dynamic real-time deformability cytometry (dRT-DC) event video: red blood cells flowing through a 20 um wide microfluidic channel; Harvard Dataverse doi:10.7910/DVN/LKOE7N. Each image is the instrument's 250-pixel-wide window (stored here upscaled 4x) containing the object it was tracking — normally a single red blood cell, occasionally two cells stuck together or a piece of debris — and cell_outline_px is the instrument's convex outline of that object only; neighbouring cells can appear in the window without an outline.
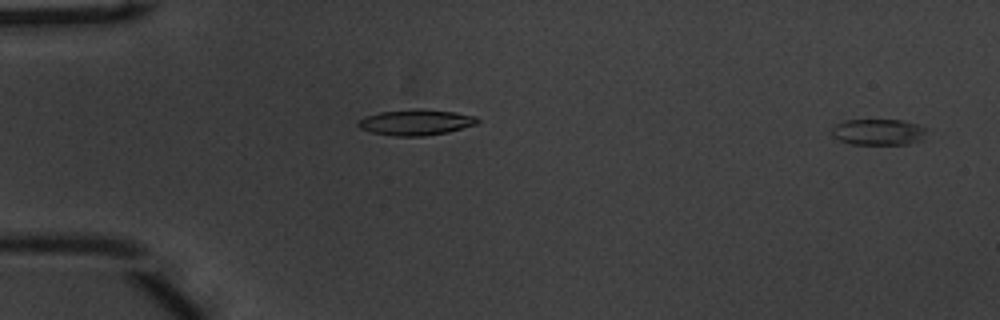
{"species": "common noctule bat (a hibernating species)", "species_latin": "Nyctalus noctula", "temperature_condition": "warm", "stored_images_in_passage": 54, "camera_frame_rate_fps": 3000, "um_per_image_px": 0.085, "animal": {"sex": "male", "body_mass_g": 20.1, "forearm_length_mm": 53.5}, "frame": {"image": 1, "passage_image": 2, "time_ms": 0.333, "image_size_px": [1000, 320], "cell_outline_px": [[928, 128], [920, 140], [908, 144], [852, 144], [840, 140], [832, 136], [828, 132], [836, 124], [844, 120], [904, 120]], "centroid_in_image_um": [74.62, 11.21], "position_along_channel_um": 10.4, "area_um2": 14.51}}
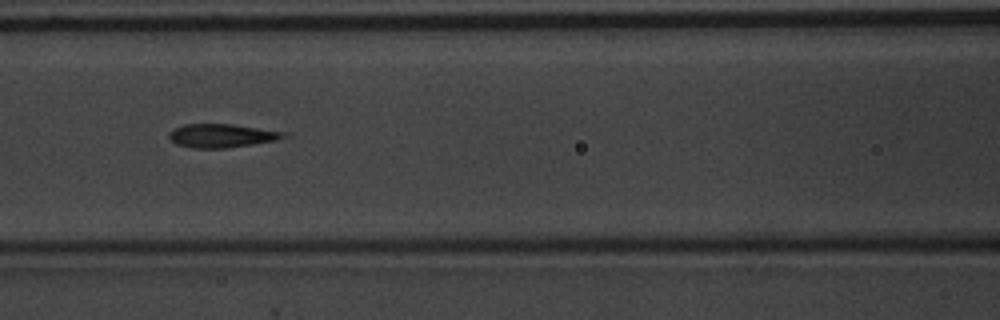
{"frame": {"image": 2, "passage_image": 24, "time_ms": 7.667, "image_size_px": [1000, 320], "cell_outline_px": [[292, 136], [276, 140], [228, 148], [192, 148], [176, 144], [168, 136], [168, 132], [184, 124], [232, 124], [292, 132]], "centroid_in_image_um": [18.95, 11.53], "position_along_channel_um": 147.6, "area_um2": 16.07}}
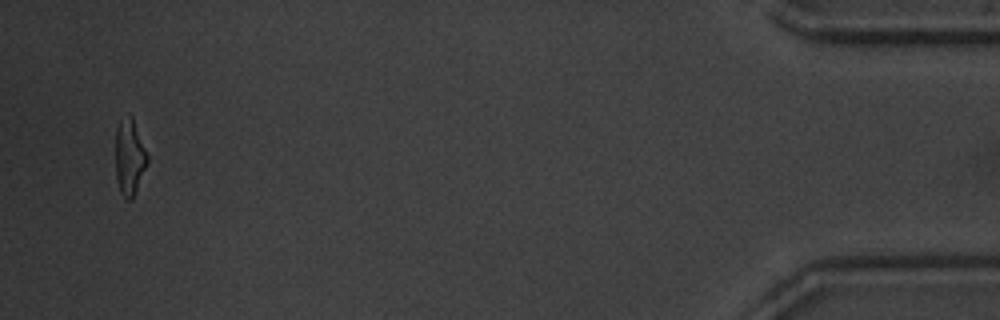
{"frame": {"image": 3, "passage_image": 52, "time_ms": 17.0, "image_size_px": [1000, 320], "cell_outline_px": [[148, 164], [132, 200], [124, 200], [120, 192], [116, 180], [116, 128], [120, 120], [128, 112], [132, 116], [148, 156]], "centroid_in_image_um": [11.0, 13.38], "position_along_channel_um": 424.2, "area_um2": 14.33}, "authors_computed_cell_mechanics": {"area_um2": 15.4037, "velocity_mm_per_s": 3.8045, "shape_relaxation_time_tau1_ms": 4.0254, "shape_relaxation_time_tau2_ms": 1.6456, "deformation_change_tau1": 0.1987, "deformation_change_tau2": 0.0971}}